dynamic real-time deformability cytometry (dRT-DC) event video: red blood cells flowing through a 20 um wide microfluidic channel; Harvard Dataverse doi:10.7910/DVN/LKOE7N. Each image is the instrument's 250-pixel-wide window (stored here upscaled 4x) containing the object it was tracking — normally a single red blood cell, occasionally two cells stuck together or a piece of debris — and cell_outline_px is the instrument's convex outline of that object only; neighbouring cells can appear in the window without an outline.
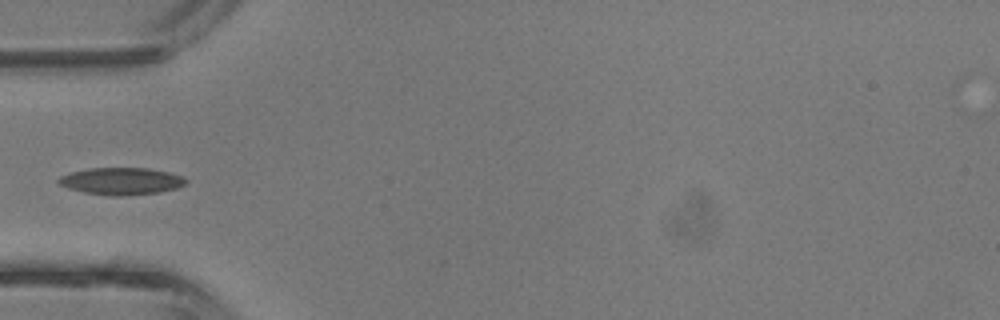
{"species": "common noctule bat (a hibernating species)", "species_latin": "Nyctalus noctula", "temperature_condition": "room temperature", "stored_images_in_passage": 29, "camera_frame_rate_fps": 3000, "um_per_image_px": 0.085, "animal": {"sex": "male", "body_mass_g": 13.3}, "frame": {"image": 1, "passage_image": 1, "time_ms": 0.0, "image_size_px": [1000, 320], "cell_outline_px": [[188, 184], [176, 188], [160, 192], [120, 196], [112, 196], [84, 192], [68, 188], [60, 184], [56, 180], [60, 176], [68, 172], [88, 168], [148, 168], [168, 172], [180, 176], [188, 180]], "centroid_in_image_um": [10.3, 15.39], "position_along_channel_um": 74.7, "area_um2": 20.17}}
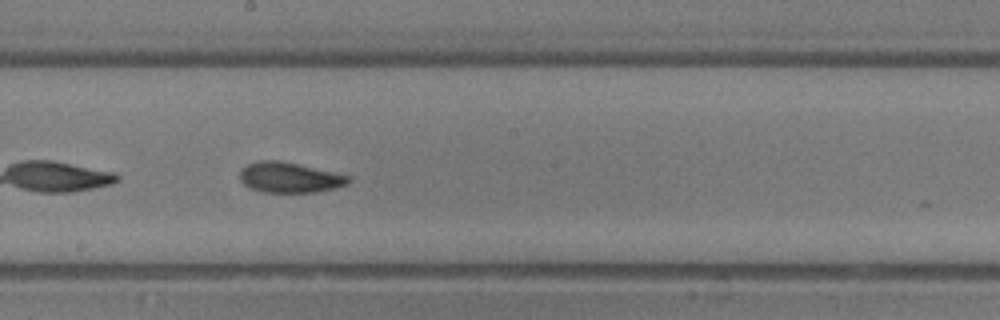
{"frame": {"image": 2, "passage_image": 10, "time_ms": 3.0, "image_size_px": [1000, 320], "cell_outline_px": [[352, 180], [348, 184], [336, 188], [316, 192], [264, 192], [248, 188], [240, 180], [240, 168], [248, 164], [260, 160], [280, 160], [352, 176]], "centroid_in_image_um": [24.62, 15.08], "position_along_channel_um": 223.6, "area_um2": 19.42}}
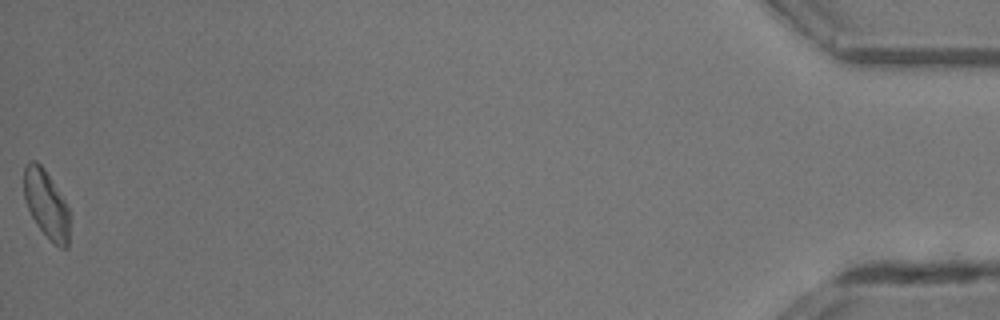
{"frame": {"image": 3, "passage_image": 29, "time_ms": 9.333, "image_size_px": [1000, 320], "cell_outline_px": [[68, 248], [60, 248], [36, 224], [24, 200], [24, 168], [28, 160], [36, 160], [44, 168], [64, 200], [68, 208]], "centroid_in_image_um": [3.9, 17.31], "position_along_channel_um": 431.3, "area_um2": 17.69}}